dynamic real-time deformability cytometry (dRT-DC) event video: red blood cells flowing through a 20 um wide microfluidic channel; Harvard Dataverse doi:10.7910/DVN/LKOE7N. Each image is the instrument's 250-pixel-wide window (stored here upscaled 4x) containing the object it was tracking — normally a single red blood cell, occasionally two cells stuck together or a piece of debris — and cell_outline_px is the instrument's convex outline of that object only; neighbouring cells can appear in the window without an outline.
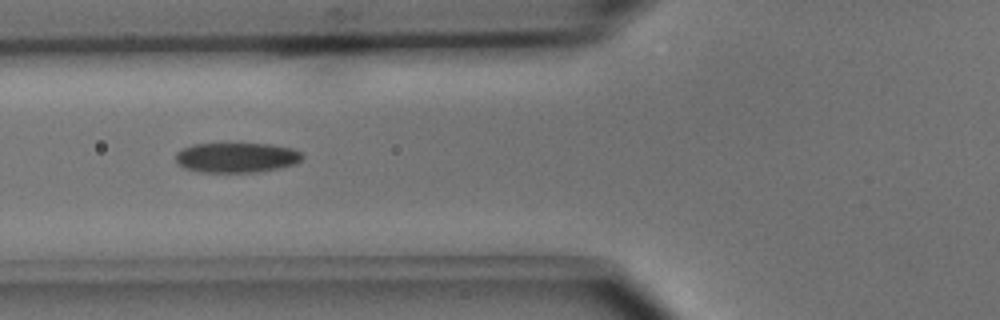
{"species": "common noctule bat (a hibernating species)", "species_latin": "Nyctalus noctula", "temperature_condition": "cold", "stored_images_in_passage": 10, "camera_frame_rate_fps": 3000, "um_per_image_px": 0.085, "animal": {"sex": "male", "body_mass_g": 15.6}, "frame": {"image": 1, "passage_image": 7, "time_ms": 2.0, "image_size_px": [1000, 320], "cell_outline_px": [[304, 156], [296, 164], [280, 168], [256, 172], [200, 172], [184, 168], [176, 160], [176, 152], [180, 148], [192, 144], [272, 144], [292, 148], [300, 152]], "centroid_in_image_um": [20.1, 13.39], "position_along_channel_um": 105.7, "area_um2": 22.2}}